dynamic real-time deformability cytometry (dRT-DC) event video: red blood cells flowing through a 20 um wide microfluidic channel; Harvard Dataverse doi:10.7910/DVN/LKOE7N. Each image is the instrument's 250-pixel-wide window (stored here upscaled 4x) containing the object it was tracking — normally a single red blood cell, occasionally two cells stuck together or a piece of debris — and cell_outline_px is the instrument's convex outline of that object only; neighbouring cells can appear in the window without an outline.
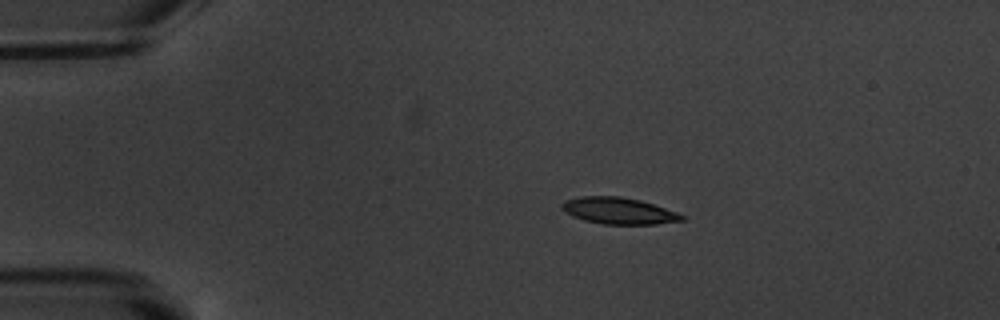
{"species": "common noctule bat (a hibernating species)", "species_latin": "Nyctalus noctula", "temperature_condition": "warm", "stored_images_in_passage": 2, "camera_frame_rate_fps": 3000, "um_per_image_px": 0.085, "animal": {"sex": "male", "body_mass_g": 20.1, "forearm_length_mm": 53.5}, "frame": {"image": 1, "passage_image": 1, "time_ms": 0.0, "image_size_px": [1000, 320], "cell_outline_px": [[688, 216], [684, 220], [656, 224], [604, 224], [584, 220], [572, 216], [564, 212], [560, 208], [560, 204], [564, 200], [580, 196], [620, 196], [640, 200]], "centroid_in_image_um": [52.55, 17.91], "position_along_channel_um": 32.5, "area_um2": 18.67}}